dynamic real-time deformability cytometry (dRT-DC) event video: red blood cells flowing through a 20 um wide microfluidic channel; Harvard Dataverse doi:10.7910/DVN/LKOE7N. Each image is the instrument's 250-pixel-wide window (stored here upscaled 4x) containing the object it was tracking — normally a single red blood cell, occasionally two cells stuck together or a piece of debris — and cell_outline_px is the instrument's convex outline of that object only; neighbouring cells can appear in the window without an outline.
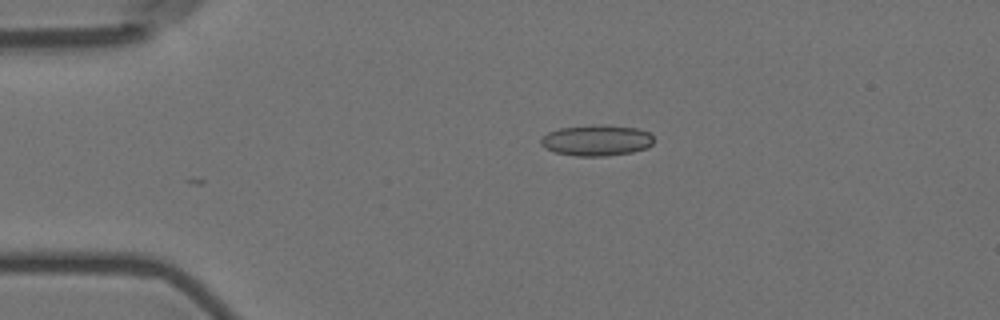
{"species": "Egyptian fruit bat (a non-hibernating species)", "species_latin": "Rousettus aegyptiacus", "temperature_condition": "room temperature", "stored_images_in_passage": 7, "camera_frame_rate_fps": 3000, "um_per_image_px": 0.085, "animal": {"sex": "female"}, "frame": {"image": 1, "passage_image": 4, "time_ms": 1.0, "image_size_px": [1000, 320], "cell_outline_px": [[652, 144], [648, 148], [632, 152], [604, 156], [576, 156], [556, 152], [544, 148], [540, 144], [540, 140], [548, 132], [560, 128], [592, 124], [604, 124], [636, 128], [648, 132], [652, 136]], "centroid_in_image_um": [50.7, 11.92], "position_along_channel_um": 34.3, "area_um2": 20.46}}
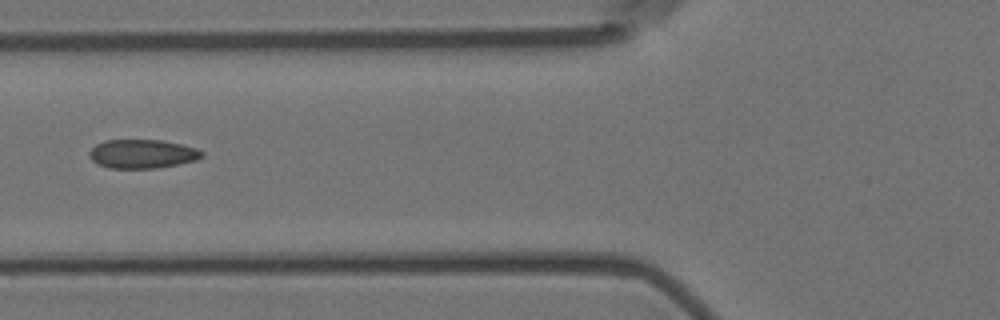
{"frame": {"image": 2, "passage_image": 7, "time_ms": 2.0, "image_size_px": [1000, 320], "cell_outline_px": [[204, 156], [196, 160], [156, 168], [108, 168], [96, 164], [88, 156], [88, 152], [96, 144], [104, 140], [164, 140], [196, 148], [204, 152]], "centroid_in_image_um": [12.06, 13.08], "position_along_channel_um": 113.7, "area_um2": 19.02}}